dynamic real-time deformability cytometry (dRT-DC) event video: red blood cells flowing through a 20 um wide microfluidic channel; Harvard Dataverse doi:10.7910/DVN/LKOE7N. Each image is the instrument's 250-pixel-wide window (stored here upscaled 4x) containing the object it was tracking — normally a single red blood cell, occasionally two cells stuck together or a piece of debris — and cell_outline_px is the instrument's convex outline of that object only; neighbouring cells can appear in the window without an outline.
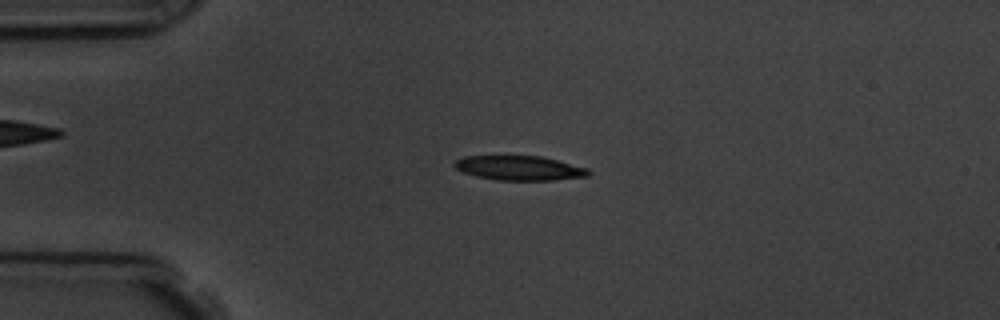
{"species": "common noctule bat (a hibernating species)", "species_latin": "Nyctalus noctula", "temperature_condition": "room temperature", "stored_images_in_passage": 9, "camera_frame_rate_fps": 3000, "um_per_image_px": 0.085, "animal": {"sex": "male", "body_mass_g": 19.5, "forearm_length_mm": 54.6}, "frame": {"image": 1, "passage_image": 3, "time_ms": 2.0, "image_size_px": [1000, 320], "cell_outline_px": [[592, 172], [588, 176], [556, 180], [500, 180], [476, 176], [464, 172], [456, 168], [452, 164], [456, 160], [464, 156], [540, 156], [588, 168]], "centroid_in_image_um": [44.17, 14.28], "position_along_channel_um": 40.8, "area_um2": 19.02}}
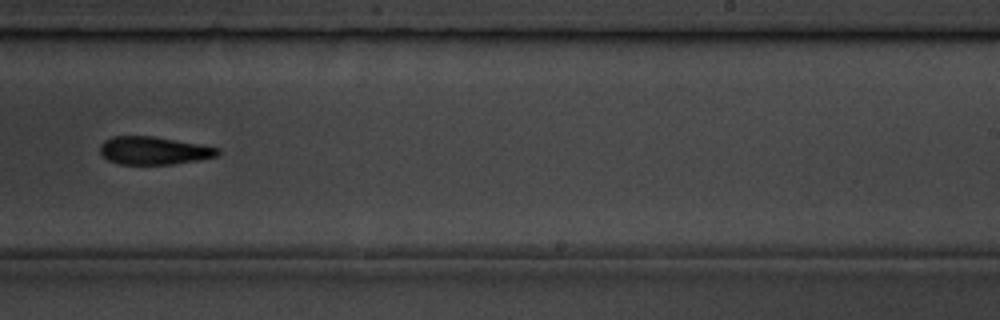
{"frame": {"image": 2, "passage_image": 9, "time_ms": 9.0, "image_size_px": [1000, 320], "cell_outline_px": [[220, 152], [216, 156], [200, 160], [172, 164], [120, 164], [108, 160], [100, 152], [100, 144], [104, 140], [112, 136], [152, 136], [200, 144], [220, 148]], "centroid_in_image_um": [13.07, 12.79], "position_along_channel_um": 275.9, "area_um2": 19.13}}